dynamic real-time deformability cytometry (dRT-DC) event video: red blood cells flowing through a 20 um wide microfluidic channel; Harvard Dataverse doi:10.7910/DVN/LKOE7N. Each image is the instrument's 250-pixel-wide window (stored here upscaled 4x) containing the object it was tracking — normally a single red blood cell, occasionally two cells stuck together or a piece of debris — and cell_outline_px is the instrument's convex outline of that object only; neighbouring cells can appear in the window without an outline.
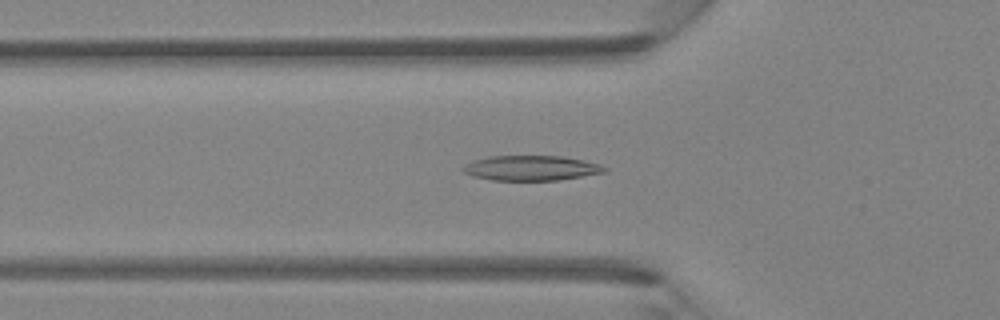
{"species": "Egyptian fruit bat (a non-hibernating species)", "species_latin": "Rousettus aegyptiacus", "temperature_condition": "room temperature", "stored_images_in_passage": 45, "camera_frame_rate_fps": 3000, "um_per_image_px": 0.085, "animal": {"sex": "female"}, "frame": {"image": 1, "passage_image": 15, "time_ms": 4.667, "image_size_px": [1000, 320], "cell_outline_px": [[608, 172], [560, 180], [492, 180], [472, 176], [464, 172], [460, 168], [464, 164], [472, 160], [488, 156], [560, 156], [584, 160], [600, 164], [608, 168]], "centroid_in_image_um": [45.15, 14.28], "position_along_channel_um": 80.7, "area_um2": 20.87}}
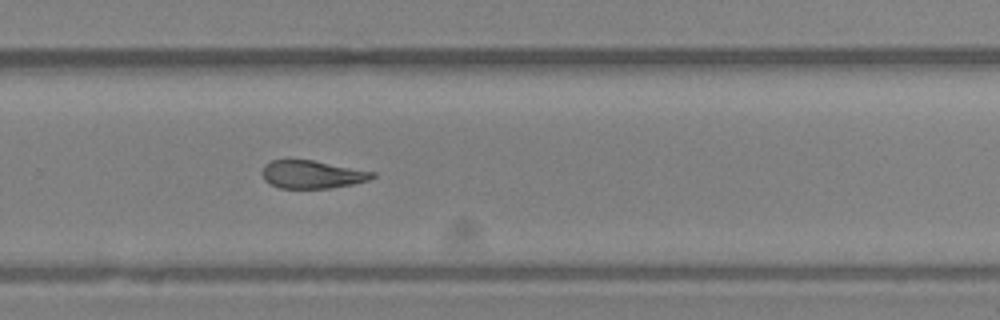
{"frame": {"image": 2, "passage_image": 30, "time_ms": 9.667, "image_size_px": [1000, 320], "cell_outline_px": [[376, 176], [368, 180], [352, 184], [332, 188], [280, 188], [264, 180], [260, 172], [264, 164], [272, 160], [312, 160], [376, 172]], "centroid_in_image_um": [26.51, 14.82], "position_along_channel_um": 303.3, "area_um2": 17.98}}
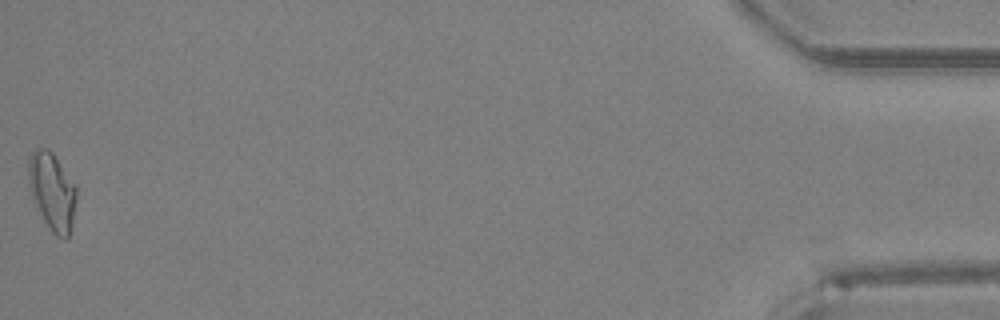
{"frame": {"image": 3, "passage_image": 45, "time_ms": 14.667, "image_size_px": [1000, 320], "cell_outline_px": [[76, 200], [72, 228], [68, 240], [64, 240], [56, 236], [48, 228], [32, 196], [28, 184], [28, 160], [32, 152], [36, 148], [48, 148], [52, 152], [76, 184]], "centroid_in_image_um": [4.45, 16.29], "position_along_channel_um": 430.7, "area_um2": 21.91}}